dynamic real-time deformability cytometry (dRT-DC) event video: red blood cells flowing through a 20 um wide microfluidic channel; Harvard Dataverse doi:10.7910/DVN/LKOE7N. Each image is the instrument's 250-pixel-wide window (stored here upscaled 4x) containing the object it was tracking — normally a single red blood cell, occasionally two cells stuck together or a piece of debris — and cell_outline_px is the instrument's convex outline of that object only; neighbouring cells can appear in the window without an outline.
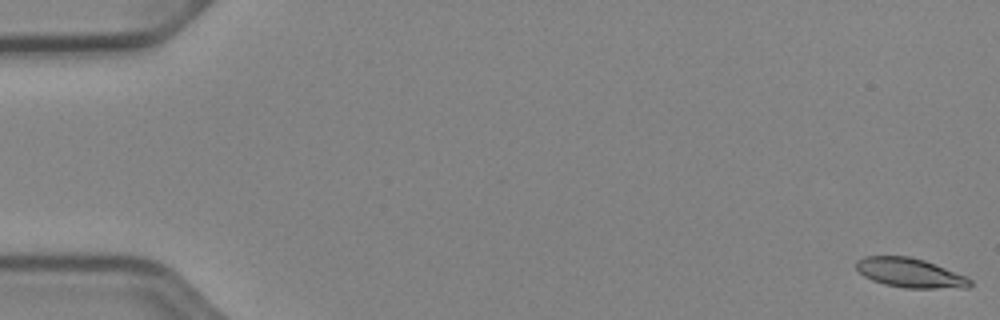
{"species": "Egyptian fruit bat (a non-hibernating species)", "species_latin": "Rousettus aegyptiacus", "temperature_condition": "cold", "stored_images_in_passage": 11, "camera_frame_rate_fps": 3000, "um_per_image_px": 0.085, "animal": {"sex": "female"}, "frame": {"image": 1, "passage_image": 1, "time_ms": 0.0, "image_size_px": [1000, 320], "cell_outline_px": [[972, 284], [968, 288], [904, 288], [884, 284], [872, 280], [864, 276], [856, 268], [856, 260], [864, 256], [908, 256], [924, 260], [968, 276], [972, 280]], "centroid_in_image_um": [77.38, 23.2], "position_along_channel_um": 7.6, "area_um2": 19.65}}